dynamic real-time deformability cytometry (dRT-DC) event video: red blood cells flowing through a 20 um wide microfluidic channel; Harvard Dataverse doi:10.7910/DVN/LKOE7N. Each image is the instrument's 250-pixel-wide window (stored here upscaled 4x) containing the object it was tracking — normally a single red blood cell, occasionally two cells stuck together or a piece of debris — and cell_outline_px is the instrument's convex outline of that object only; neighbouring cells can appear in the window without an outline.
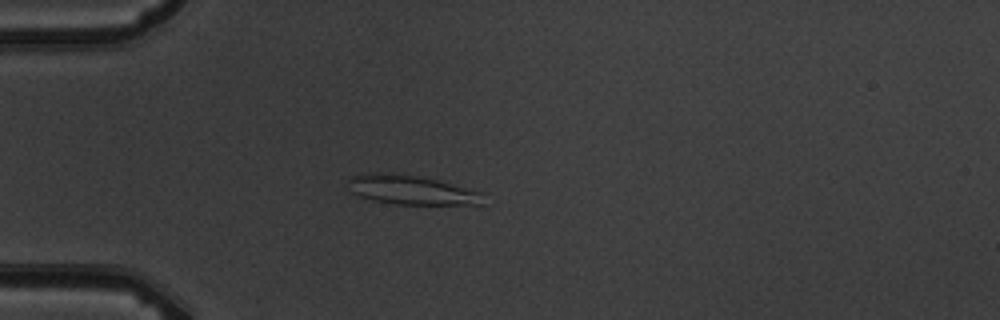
{"species": "common noctule bat (a hibernating species)", "species_latin": "Nyctalus noctula", "temperature_condition": "warm", "stored_images_in_passage": 3, "camera_frame_rate_fps": 3000, "um_per_image_px": 0.085, "animal": {"sex": "male", "body_mass_g": 19.5, "forearm_length_mm": 54.6}, "frame": {"image": 1, "passage_image": 3, "time_ms": 2.333, "image_size_px": [1000, 320], "cell_outline_px": [[484, 204], [396, 204], [376, 200], [360, 196], [352, 192], [348, 180], [352, 176], [372, 172], [392, 172], [416, 176], [436, 180], [484, 192]], "centroid_in_image_um": [35.0, 16.13], "position_along_channel_um": 50.0, "area_um2": 22.83}}